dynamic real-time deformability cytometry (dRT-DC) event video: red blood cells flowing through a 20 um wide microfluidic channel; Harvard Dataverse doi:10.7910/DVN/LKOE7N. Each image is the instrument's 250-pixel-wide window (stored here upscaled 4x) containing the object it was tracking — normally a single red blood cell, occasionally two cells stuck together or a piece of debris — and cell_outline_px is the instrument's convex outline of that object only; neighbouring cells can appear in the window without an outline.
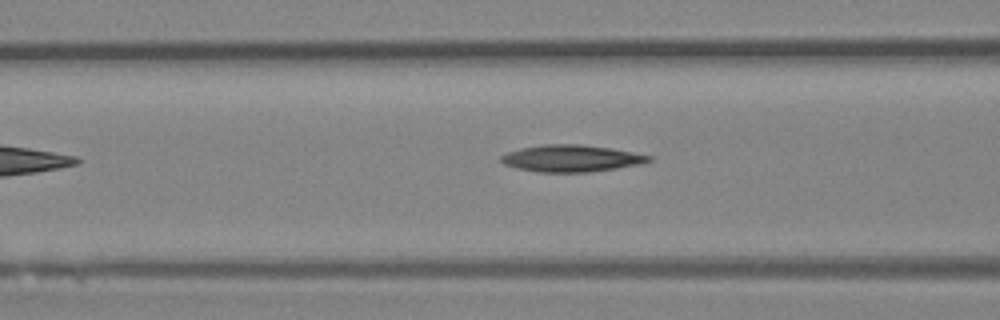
{"species": "Egyptian fruit bat (a non-hibernating species)", "species_latin": "Rousettus aegyptiacus", "temperature_condition": "room temperature", "stored_images_in_passage": 24, "camera_frame_rate_fps": 3000, "um_per_image_px": 0.085, "animal": {"sex": "female"}, "frame": {"image": 1, "passage_image": 4, "time_ms": 1.0, "image_size_px": [1000, 320], "cell_outline_px": [[652, 160], [644, 164], [588, 172], [536, 172], [516, 168], [504, 164], [500, 160], [500, 156], [508, 152], [520, 148], [544, 144], [580, 144], [612, 148], [652, 156]], "centroid_in_image_um": [48.57, 13.46], "position_along_channel_um": 118.0, "area_um2": 23.24}}
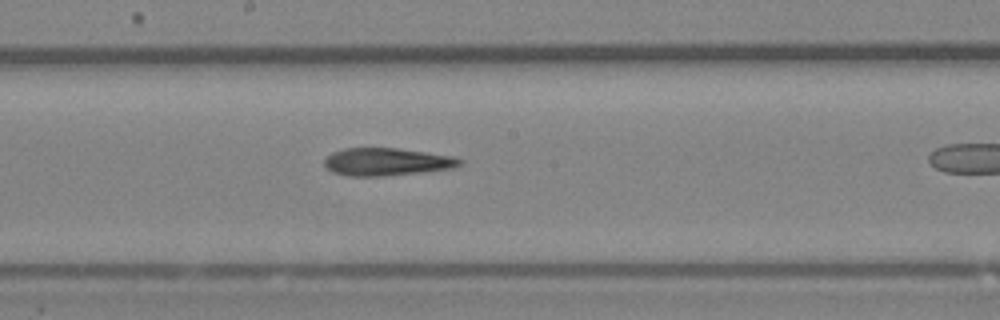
{"frame": {"image": 2, "passage_image": 11, "time_ms": 3.333, "image_size_px": [1000, 320], "cell_outline_px": [[464, 160], [460, 164], [452, 168], [424, 172], [384, 176], [348, 176], [332, 172], [324, 164], [324, 160], [332, 152], [344, 148], [396, 148], [452, 156]], "centroid_in_image_um": [32.85, 13.76], "position_along_channel_um": 215.3, "area_um2": 21.73}}
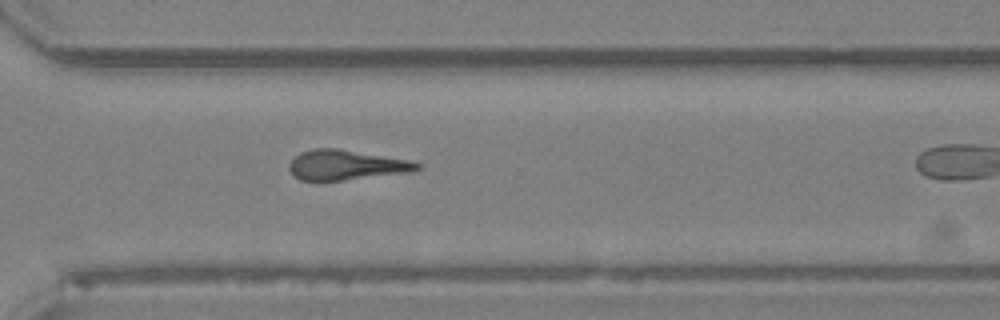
{"frame": {"image": 3, "passage_image": 20, "time_ms": 6.333, "image_size_px": [1000, 320], "cell_outline_px": [[424, 164], [420, 168], [408, 172], [320, 184], [300, 180], [292, 176], [288, 168], [288, 164], [300, 152], [316, 148], [336, 148], [408, 160]], "centroid_in_image_um": [29.33, 14.08], "position_along_channel_um": 341.3, "area_um2": 23.0}}